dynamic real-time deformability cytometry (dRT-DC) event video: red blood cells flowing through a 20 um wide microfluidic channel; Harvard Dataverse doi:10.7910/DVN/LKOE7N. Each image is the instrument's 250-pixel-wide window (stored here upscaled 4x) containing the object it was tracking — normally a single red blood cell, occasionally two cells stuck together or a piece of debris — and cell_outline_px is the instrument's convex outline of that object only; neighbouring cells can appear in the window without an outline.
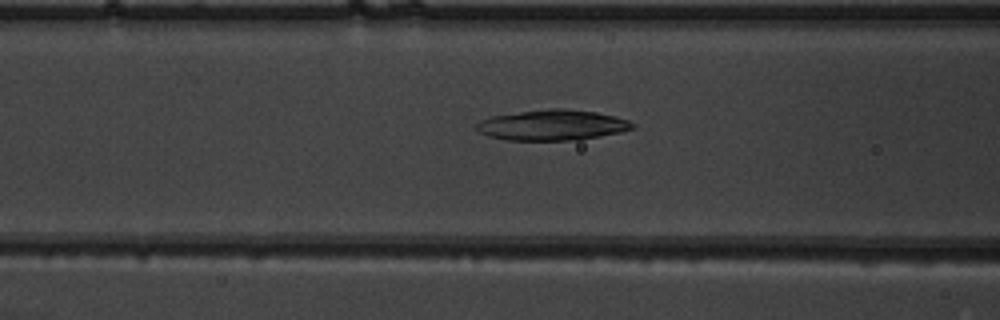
{"species": "common noctule bat (a hibernating species)", "species_latin": "Nyctalus noctula", "temperature_condition": "warm", "stored_images_in_passage": 37, "camera_frame_rate_fps": 3000, "um_per_image_px": 0.085, "animal": {"sex": "male", "body_mass_g": 19.5, "forearm_length_mm": 54.6}, "frame": {"image": 1, "passage_image": 12, "time_ms": 3.667, "image_size_px": [1000, 320], "cell_outline_px": [[636, 128], [620, 132], [600, 136], [576, 140], [508, 140], [488, 136], [480, 132], [476, 128], [476, 124], [480, 120], [492, 116], [548, 108], [560, 108], [596, 112], [628, 120], [636, 124]], "centroid_in_image_um": [46.96, 10.63], "position_along_channel_um": 119.6, "area_um2": 27.63}}
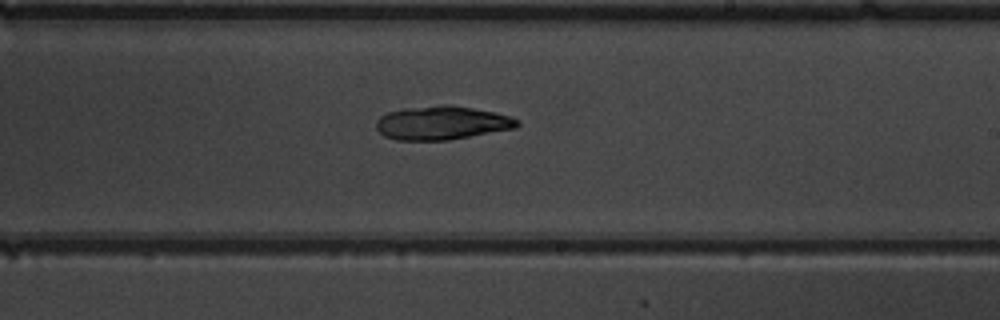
{"frame": {"image": 2, "passage_image": 22, "time_ms": 7.0, "image_size_px": [1000, 320], "cell_outline_px": [[520, 124], [516, 128], [448, 140], [396, 140], [384, 136], [376, 128], [376, 120], [380, 116], [388, 112], [404, 108], [440, 104], [452, 104], [496, 112], [520, 120]], "centroid_in_image_um": [37.56, 10.43], "position_along_channel_um": 251.4, "area_um2": 27.92}}
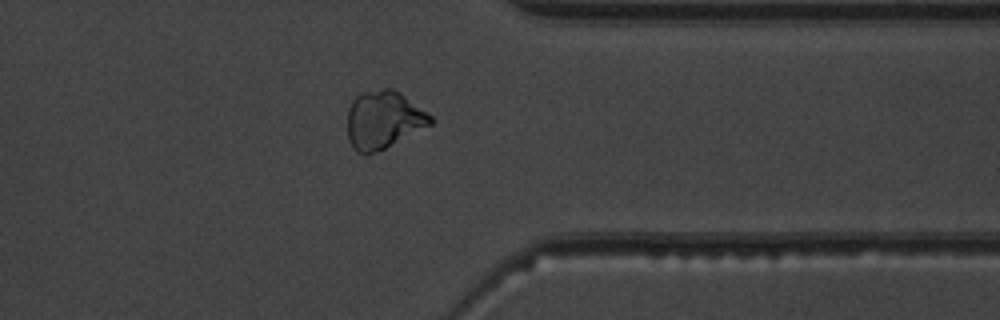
{"frame": {"image": 3, "passage_image": 32, "time_ms": 10.333, "image_size_px": [1000, 320], "cell_outline_px": [[436, 120], [432, 124], [384, 148], [364, 156], [356, 152], [352, 148], [348, 140], [348, 108], [352, 100], [356, 96], [364, 92], [384, 88], [392, 88], [400, 92], [432, 116]], "centroid_in_image_um": [32.58, 10.19], "position_along_channel_um": 378.8, "area_um2": 28.03}}